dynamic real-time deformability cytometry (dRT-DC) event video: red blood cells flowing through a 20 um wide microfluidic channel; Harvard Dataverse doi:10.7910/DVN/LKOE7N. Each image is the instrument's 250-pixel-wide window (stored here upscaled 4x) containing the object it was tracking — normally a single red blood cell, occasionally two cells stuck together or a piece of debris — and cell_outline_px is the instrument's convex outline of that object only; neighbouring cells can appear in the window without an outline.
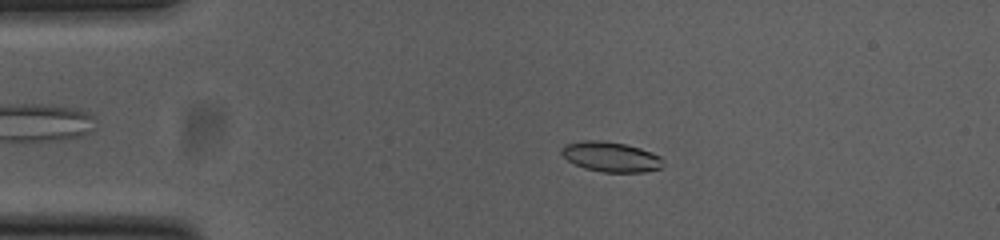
{"species": "common noctule bat (a hibernating species)", "species_latin": "Nyctalus noctula", "temperature_condition": "cold", "stored_images_in_passage": 53, "camera_frame_rate_fps": 3000, "um_per_image_px": 0.085, "animal": {"sex": "female", "body_mass_g": 23.0, "forearm_length_mm": 53.4}, "frame": {"image": 1, "passage_image": 10, "time_ms": 3.0, "image_size_px": [1000, 240], "cell_outline_px": [[664, 164], [660, 168], [644, 172], [600, 172], [584, 168], [568, 160], [560, 152], [564, 144], [584, 140], [600, 140], [624, 144], [640, 148], [652, 152], [660, 156], [664, 160]], "centroid_in_image_um": [51.93, 13.33], "position_along_channel_um": 33.1, "area_um2": 17.8}}
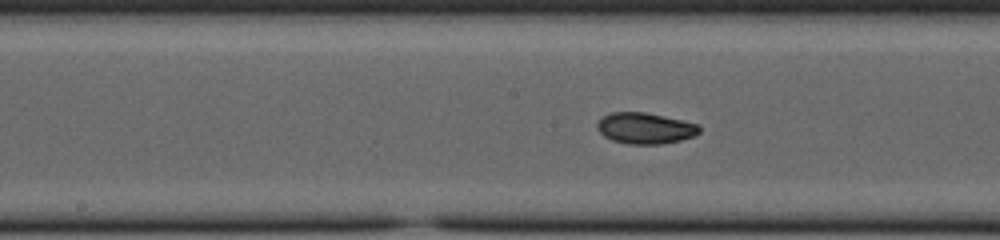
{"frame": {"image": 2, "passage_image": 26, "time_ms": 8.333, "image_size_px": [1000, 240], "cell_outline_px": [[700, 132], [696, 136], [680, 140], [660, 144], [628, 144], [612, 140], [604, 136], [600, 132], [596, 124], [604, 116], [612, 112], [644, 112], [664, 116], [700, 124]], "centroid_in_image_um": [54.87, 10.9], "position_along_channel_um": 193.3, "area_um2": 18.5}}
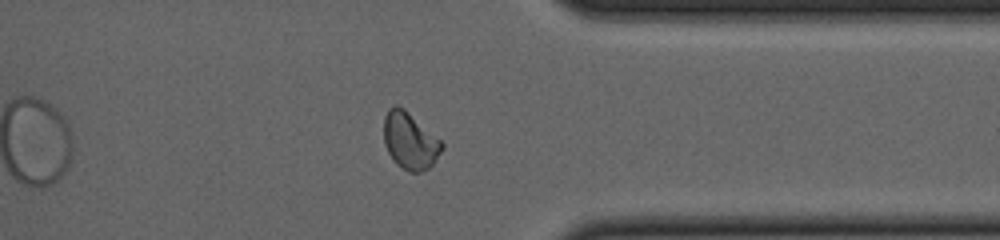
{"frame": {"image": 3, "passage_image": 41, "time_ms": 13.333, "image_size_px": [1000, 240], "cell_outline_px": [[444, 148], [432, 164], [428, 168], [420, 172], [408, 172], [396, 164], [388, 152], [384, 144], [384, 116], [388, 108], [396, 104], [404, 108], [440, 140], [444, 144]], "centroid_in_image_um": [34.82, 11.96], "position_along_channel_um": 376.6, "area_um2": 19.19}, "authors_computed_cell_mechanics": {"area_um2": 18.4382, "velocity_mm_per_s": 3.7999, "shape_relaxation_time_tau1_ms": 2.3053, "shape_relaxation_time_tau2_ms": 1.9493, "deformation_change_tau1": 0.1246, "deformation_change_tau2": 0.0549}}